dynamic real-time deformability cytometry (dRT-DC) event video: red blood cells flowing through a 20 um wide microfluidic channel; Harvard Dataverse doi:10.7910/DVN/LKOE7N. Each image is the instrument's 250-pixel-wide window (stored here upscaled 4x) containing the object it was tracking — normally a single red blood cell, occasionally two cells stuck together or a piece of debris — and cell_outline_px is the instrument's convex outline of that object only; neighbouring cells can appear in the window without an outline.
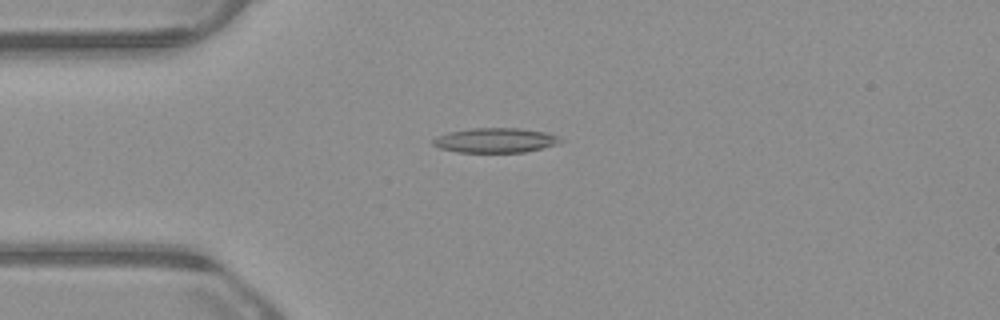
{"species": "common noctule bat (a hibernating species)", "species_latin": "Nyctalus noctula", "temperature_condition": "warm", "stored_images_in_passage": 53, "camera_frame_rate_fps": 3000, "um_per_image_px": 0.085, "animal": {"sex": "male", "body_mass_g": 23.1, "forearm_length_mm": 52.7}, "frame": {"image": 1, "passage_image": 13, "time_ms": 4.0, "image_size_px": [1000, 320], "cell_outline_px": [[564, 140], [556, 144], [524, 152], [456, 152], [440, 148], [432, 144], [432, 140], [436, 136], [448, 132], [472, 128], [520, 128], [544, 132], [556, 136]], "centroid_in_image_um": [42.05, 11.92], "position_along_channel_um": 42.9, "area_um2": 18.21}}
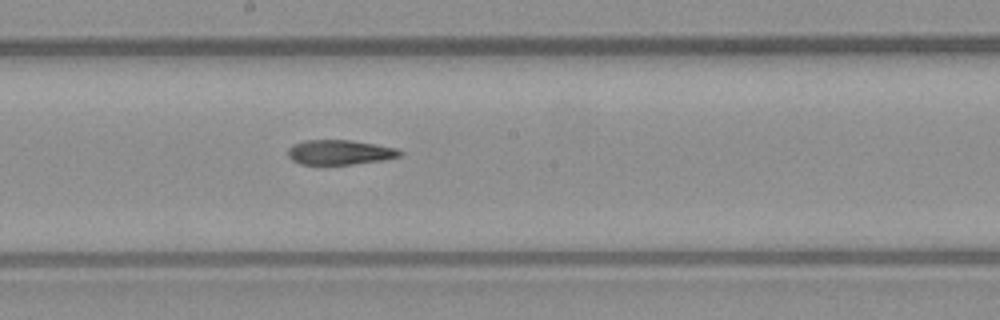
{"frame": {"image": 2, "passage_image": 28, "time_ms": 9.0, "image_size_px": [1000, 320], "cell_outline_px": [[404, 152], [400, 156], [384, 160], [352, 164], [300, 164], [292, 160], [288, 156], [288, 148], [292, 144], [304, 140], [352, 140], [376, 144], [396, 148]], "centroid_in_image_um": [28.88, 12.94], "position_along_channel_um": 219.3, "area_um2": 16.24}}
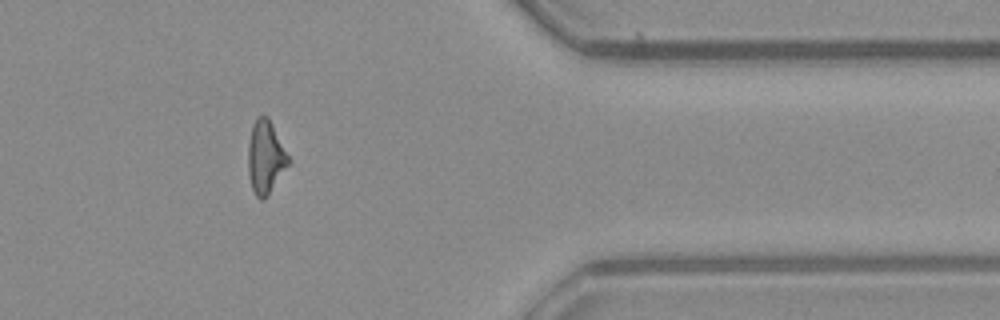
{"frame": {"image": 3, "passage_image": 43, "time_ms": 14.0, "image_size_px": [1000, 320], "cell_outline_px": [[292, 160], [268, 196], [264, 200], [260, 200], [256, 196], [252, 188], [248, 176], [248, 144], [252, 124], [256, 116], [268, 116]], "centroid_in_image_um": [22.58, 13.36], "position_along_channel_um": 388.8, "area_um2": 17.57}, "authors_computed_cell_mechanics": {"area_um2": 17.4556, "velocity_mm_per_s": 3.8766, "shape_relaxation_time_tau1_ms": null, "shape_relaxation_time_tau2_ms": 5.0977, "deformation_change_tau1": null, "deformation_change_tau2": 0.1587}}